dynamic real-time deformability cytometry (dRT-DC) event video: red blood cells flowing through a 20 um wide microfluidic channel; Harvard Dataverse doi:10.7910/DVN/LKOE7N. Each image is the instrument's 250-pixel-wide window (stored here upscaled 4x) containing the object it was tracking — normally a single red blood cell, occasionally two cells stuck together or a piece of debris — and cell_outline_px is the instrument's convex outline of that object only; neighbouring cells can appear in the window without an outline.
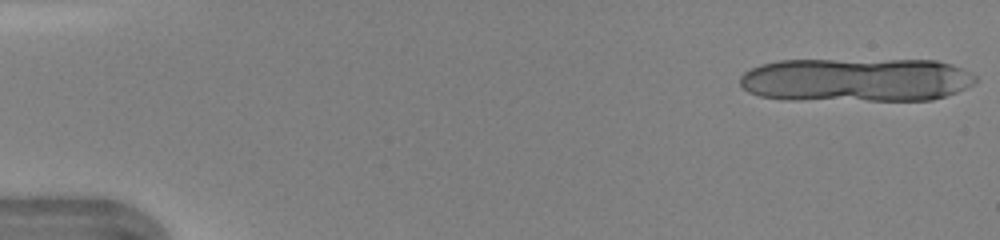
{"species": "human", "species_latin": "Homo sapiens", "temperature_condition": "warm", "stored_images_in_passage": 11, "camera_frame_rate_fps": 3000, "um_per_image_px": 0.085, "donor": {"sex": "female"}, "frame": {"image": 1, "passage_image": 1, "time_ms": 0.0, "image_size_px": [1000, 240], "cell_outline_px": [[976, 80], [968, 88], [932, 100], [784, 100], [760, 96], [748, 92], [740, 84], [740, 76], [744, 72], [760, 64], [780, 60], [936, 60], [952, 64], [972, 72], [976, 76]], "centroid_in_image_um": [72.78, 6.79], "position_along_channel_um": 12.2, "area_um2": 60.75}}